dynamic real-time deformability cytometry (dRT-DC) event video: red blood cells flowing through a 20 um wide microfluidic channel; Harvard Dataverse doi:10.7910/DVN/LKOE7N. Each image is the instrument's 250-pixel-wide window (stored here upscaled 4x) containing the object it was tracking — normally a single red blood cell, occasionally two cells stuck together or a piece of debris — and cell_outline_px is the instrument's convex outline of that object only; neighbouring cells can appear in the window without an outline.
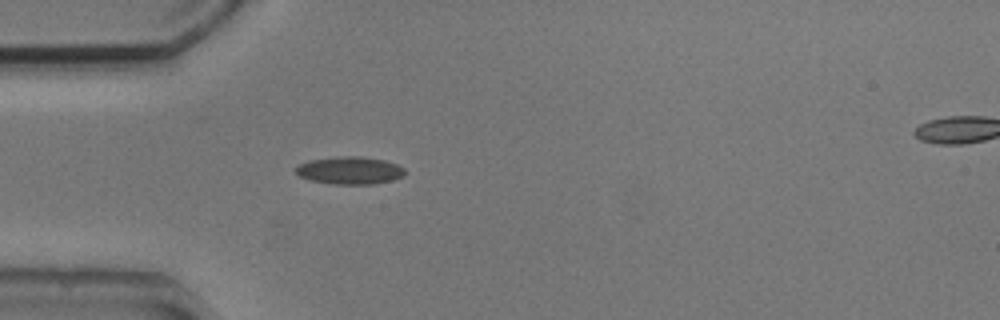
{"species": "common noctule bat (a hibernating species)", "species_latin": "Nyctalus noctula", "temperature_condition": "cold", "stored_images_in_passage": 38, "camera_frame_rate_fps": 3000, "um_per_image_px": 0.085, "animal": {"sex": "male", "body_mass_g": 20.5, "forearm_length_mm": 52.5}, "frame": {"image": 1, "passage_image": 1, "time_ms": 0.0, "image_size_px": [1000, 320], "cell_outline_px": [[404, 176], [392, 180], [372, 184], [332, 184], [312, 180], [300, 176], [296, 172], [296, 164], [312, 160], [340, 156], [360, 156], [384, 160], [396, 164], [404, 168]], "centroid_in_image_um": [29.73, 14.48], "position_along_channel_um": 55.3, "area_um2": 17.4}}
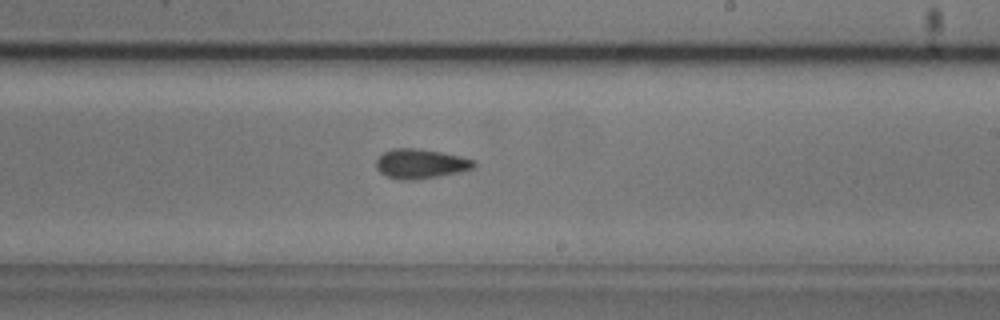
{"frame": {"image": 2, "passage_image": 17, "time_ms": 5.333, "image_size_px": [1000, 320], "cell_outline_px": [[476, 168], [460, 172], [412, 180], [388, 176], [380, 172], [376, 168], [376, 160], [384, 152], [392, 148], [416, 148], [440, 152], [460, 156], [476, 160]], "centroid_in_image_um": [35.79, 13.9], "position_along_channel_um": 253.2, "area_um2": 16.65}}
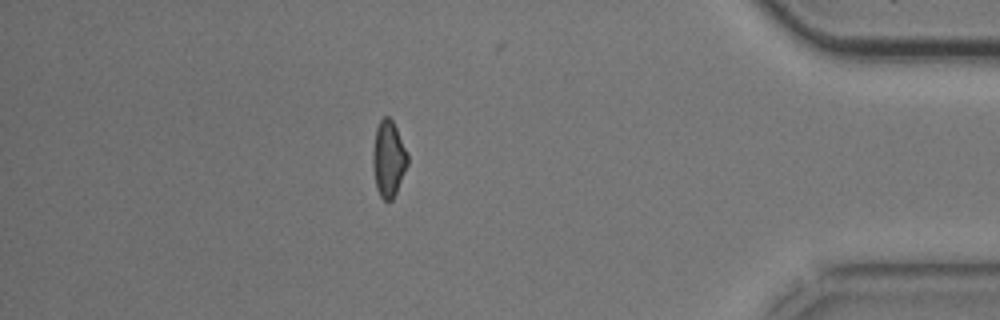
{"frame": {"image": 3, "passage_image": 32, "time_ms": 10.333, "image_size_px": [1000, 320], "cell_outline_px": [[408, 164], [396, 192], [392, 200], [384, 200], [380, 196], [376, 188], [372, 164], [372, 152], [376, 128], [380, 120], [384, 116], [388, 116], [392, 120], [408, 152]], "centroid_in_image_um": [33.02, 13.49], "position_along_channel_um": 402.2, "area_um2": 15.49}, "authors_computed_cell_mechanics": {"area_um2": 16.0684, "velocity_mm_per_s": 3.7931, "shape_relaxation_time_tau1_ms": 3.4512, "shape_relaxation_time_tau2_ms": 2.2423, "deformation_change_tau1": 0.0944, "deformation_change_tau2": 0.0963}}